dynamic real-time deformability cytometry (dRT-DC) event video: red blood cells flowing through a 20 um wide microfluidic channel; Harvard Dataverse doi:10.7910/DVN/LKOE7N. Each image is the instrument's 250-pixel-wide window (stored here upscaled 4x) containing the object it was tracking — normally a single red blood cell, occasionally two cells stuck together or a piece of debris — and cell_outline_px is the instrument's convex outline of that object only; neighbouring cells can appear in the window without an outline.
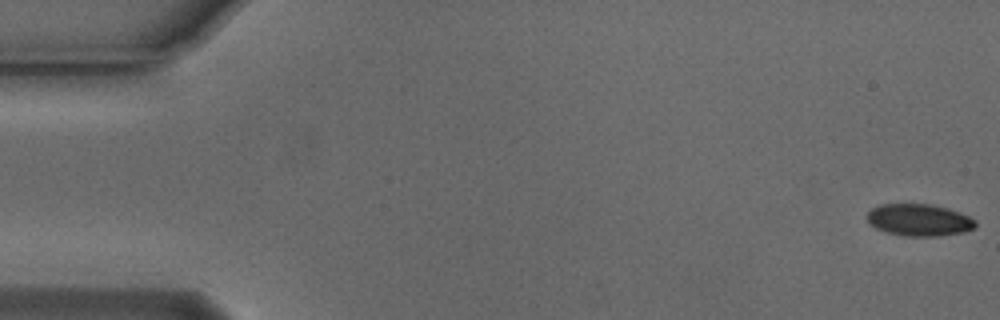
{"species": "Egyptian fruit bat (a non-hibernating species)", "species_latin": "Rousettus aegyptiacus", "temperature_condition": "cold", "stored_images_in_passage": 13, "camera_frame_rate_fps": 3000, "um_per_image_px": 0.085, "animal": {"sex": "male"}, "frame": {"image": 1, "passage_image": 1, "time_ms": 0.0, "image_size_px": [1000, 320], "cell_outline_px": [[976, 228], [964, 232], [936, 236], [904, 236], [888, 232], [876, 228], [868, 220], [868, 212], [872, 208], [880, 204], [932, 204], [948, 208], [960, 212], [976, 220]], "centroid_in_image_um": [78.17, 18.69], "position_along_channel_um": 6.8, "area_um2": 20.17}}
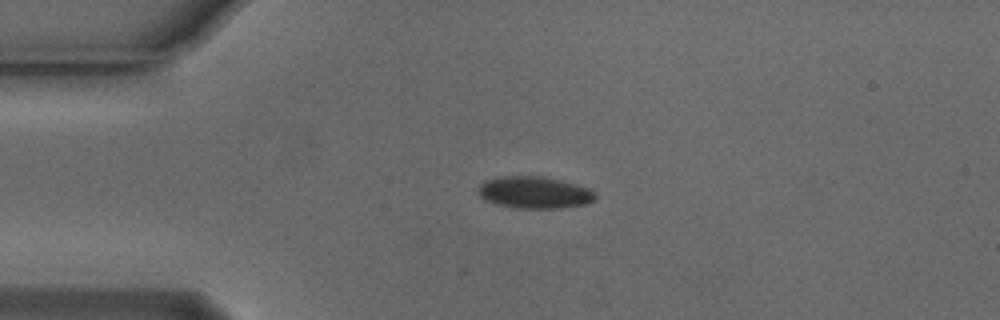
{"frame": {"image": 2, "passage_image": 13, "time_ms": 4.0, "image_size_px": [1000, 320], "cell_outline_px": [[596, 200], [584, 204], [560, 208], [516, 208], [496, 204], [480, 196], [480, 184], [484, 180], [496, 176], [544, 176], [576, 184], [588, 188], [596, 192]], "centroid_in_image_um": [45.45, 16.35], "position_along_channel_um": 39.6, "area_um2": 21.79}}